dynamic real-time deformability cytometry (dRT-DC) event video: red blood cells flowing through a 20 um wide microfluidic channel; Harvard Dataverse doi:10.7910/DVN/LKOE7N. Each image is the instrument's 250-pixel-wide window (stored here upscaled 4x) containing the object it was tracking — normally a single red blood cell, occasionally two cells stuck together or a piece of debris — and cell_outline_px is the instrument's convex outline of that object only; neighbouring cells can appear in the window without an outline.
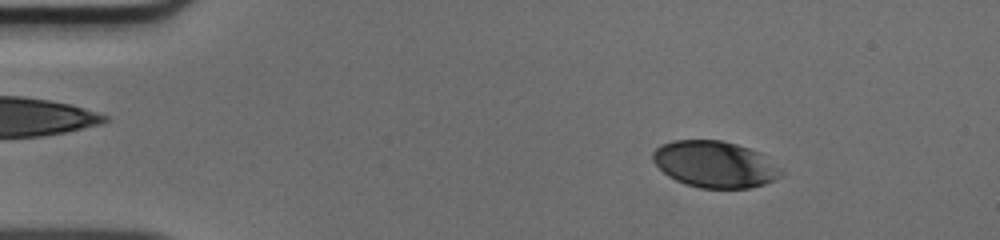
{"species": "human", "species_latin": "Homo sapiens", "temperature_condition": "cold", "stored_images_in_passage": 50, "camera_frame_rate_fps": 3000, "um_per_image_px": 0.085, "donor": {"sex": "male"}, "frame": {"image": 1, "passage_image": 7, "time_ms": 2.0, "image_size_px": [1000, 240], "cell_outline_px": [[784, 172], [780, 176], [764, 184], [752, 188], [700, 188], [684, 184], [668, 176], [652, 160], [652, 152], [660, 144], [672, 140], [720, 140], [736, 144], [760, 152], [780, 168]], "centroid_in_image_um": [60.74, 13.96], "position_along_channel_um": 24.3, "area_um2": 34.8}}
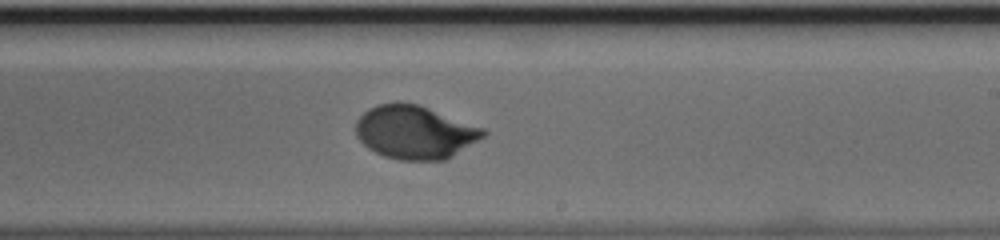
{"frame": {"image": 2, "passage_image": 30, "time_ms": 9.667, "image_size_px": [1000, 240], "cell_outline_px": [[488, 132], [484, 136], [452, 156], [444, 160], [400, 160], [384, 156], [368, 148], [356, 136], [356, 120], [368, 108], [376, 104], [416, 104], [428, 108], [484, 128]], "centroid_in_image_um": [35.25, 11.25], "position_along_channel_um": 253.8, "area_um2": 39.02}}
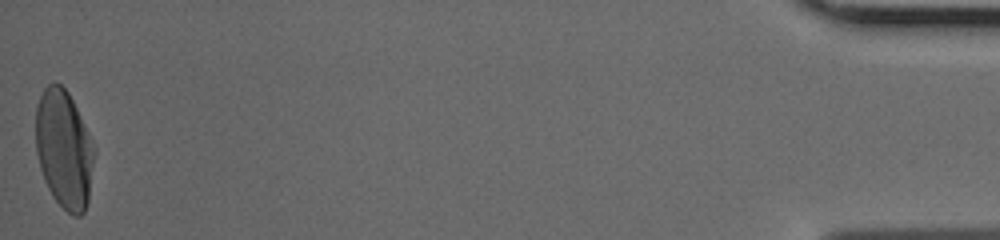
{"frame": {"image": 3, "passage_image": 50, "time_ms": 16.333, "image_size_px": [1000, 240], "cell_outline_px": [[96, 152], [88, 200], [84, 212], [80, 216], [72, 216], [52, 196], [44, 180], [40, 168], [36, 152], [36, 108], [40, 96], [44, 88], [48, 84], [56, 80], [68, 92], [96, 148]], "centroid_in_image_um": [5.45, 12.68], "position_along_channel_um": 429.8, "area_um2": 40.52}}